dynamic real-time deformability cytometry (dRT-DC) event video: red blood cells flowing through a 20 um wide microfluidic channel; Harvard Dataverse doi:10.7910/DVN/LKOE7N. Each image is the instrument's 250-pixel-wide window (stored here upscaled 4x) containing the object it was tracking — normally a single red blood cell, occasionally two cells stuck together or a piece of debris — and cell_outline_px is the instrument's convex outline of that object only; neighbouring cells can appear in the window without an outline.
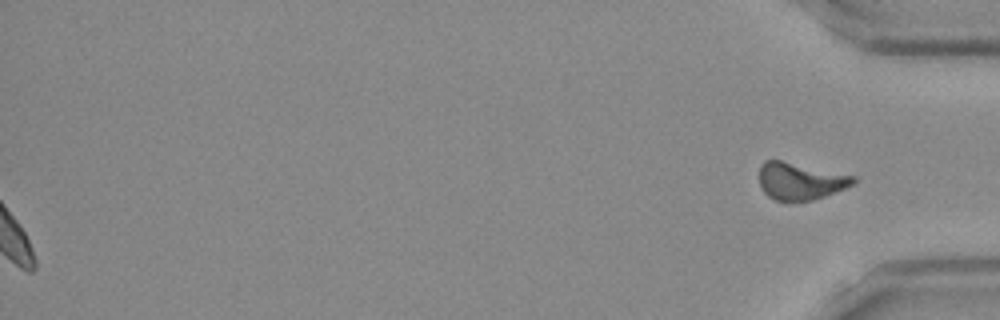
{"species": "Egyptian fruit bat (a non-hibernating species)", "species_latin": "Rousettus aegyptiacus", "temperature_condition": "room temperature", "stored_images_in_passage": 51, "segment_of_instrument_passage": [2, 2], "camera_frame_rate_fps": 3000, "um_per_image_px": 0.085, "frame": {"image": 1, "passage_image": 51, "time_ms": 16.667, "image_size_px": [1000, 320], "cell_outline_px": [[856, 180], [852, 184], [844, 188], [824, 196], [812, 200], [776, 200], [768, 196], [764, 192], [760, 184], [760, 164], [764, 160], [780, 160], [856, 176]], "centroid_in_image_um": [68.0, 15.38], "position_along_channel_um": 367.2, "area_um2": 20.0}}